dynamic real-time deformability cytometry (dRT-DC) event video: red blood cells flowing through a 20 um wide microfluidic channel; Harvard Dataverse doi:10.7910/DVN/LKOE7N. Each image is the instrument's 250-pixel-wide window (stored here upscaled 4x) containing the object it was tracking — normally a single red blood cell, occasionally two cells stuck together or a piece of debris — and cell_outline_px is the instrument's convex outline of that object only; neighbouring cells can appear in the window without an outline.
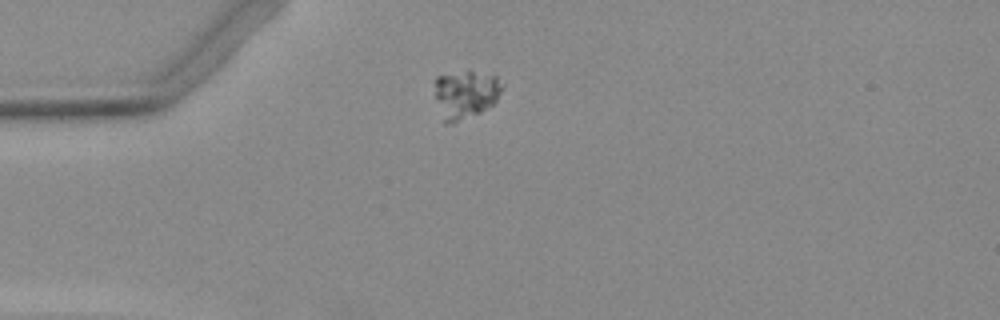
{"species": "Egyptian fruit bat (a non-hibernating species)", "species_latin": "Rousettus aegyptiacus", "temperature_condition": "warm", "stored_images_in_passage": 43, "camera_frame_rate_fps": 3000, "um_per_image_px": 0.085, "animal": {"sex": "female"}, "frame": {"image": 1, "passage_image": 1, "time_ms": 0.0, "image_size_px": [1000, 320], "cell_outline_px": [[504, 88], [496, 100], [492, 104], [480, 112], [452, 124], [444, 124], [436, 96], [436, 76], [468, 68], [496, 76], [504, 84]], "centroid_in_image_um": [39.6, 7.96], "position_along_channel_um": 45.4, "area_um2": 19.31}}
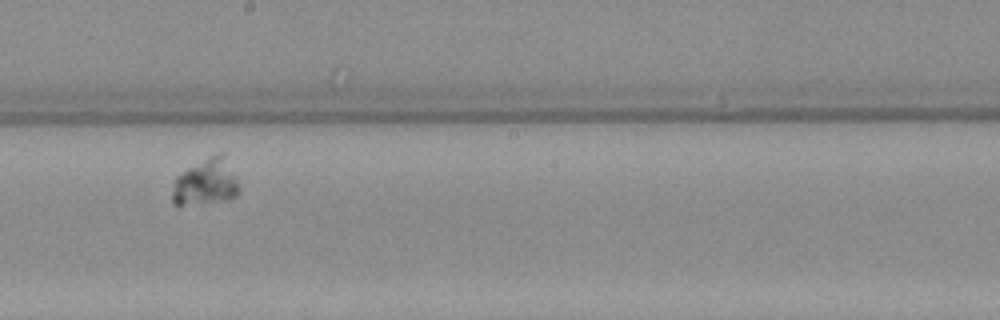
{"frame": {"image": 2, "passage_image": 19, "time_ms": 6.0, "image_size_px": [1000, 320], "cell_outline_px": [[240, 192], [236, 196], [228, 200], [184, 204], [172, 204], [172, 192], [176, 176], [188, 168], [216, 152], [224, 152], [240, 188]], "centroid_in_image_um": [17.53, 15.46], "position_along_channel_um": 230.7, "area_um2": 17.92}}
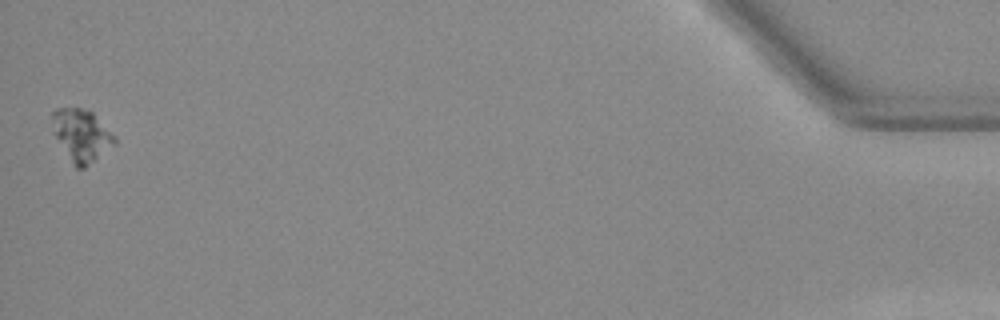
{"frame": {"image": 3, "passage_image": 43, "time_ms": 14.0, "image_size_px": [1000, 320], "cell_outline_px": [[116, 144], [84, 168], [76, 168], [52, 132], [52, 112], [56, 108], [80, 108], [92, 112], [116, 136]], "centroid_in_image_um": [6.93, 11.49], "position_along_channel_um": 428.3, "area_um2": 18.84}}